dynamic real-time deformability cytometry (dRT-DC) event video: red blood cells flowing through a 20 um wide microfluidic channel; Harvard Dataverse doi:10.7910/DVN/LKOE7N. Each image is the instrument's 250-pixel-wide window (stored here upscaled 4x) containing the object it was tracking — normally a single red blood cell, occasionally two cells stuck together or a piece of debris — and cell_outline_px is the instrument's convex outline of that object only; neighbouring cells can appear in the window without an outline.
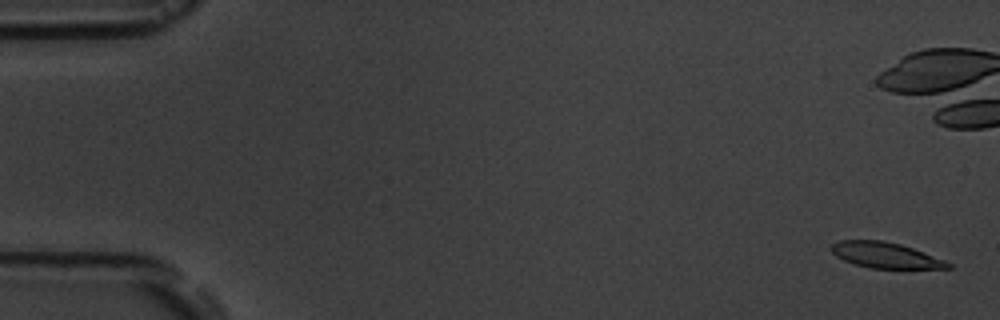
{"species": "common noctule bat (a hibernating species)", "species_latin": "Nyctalus noctula", "temperature_condition": "room temperature", "stored_images_in_passage": 5, "segment_of_instrument_passage": [2, 2], "camera_frame_rate_fps": 3000, "um_per_image_px": 0.085, "animal": {"sex": "male", "body_mass_g": 19.5, "forearm_length_mm": 54.6}, "frame": {"image": 1, "passage_image": 5, "time_ms": 5.333, "image_size_px": [1000, 320], "cell_outline_px": [[952, 268], [872, 268], [856, 264], [844, 260], [836, 256], [832, 252], [832, 244], [840, 240], [884, 240], [900, 244], [924, 252], [944, 260], [952, 264]], "centroid_in_image_um": [75.27, 21.68], "position_along_channel_um": 9.7, "area_um2": 17.22}}